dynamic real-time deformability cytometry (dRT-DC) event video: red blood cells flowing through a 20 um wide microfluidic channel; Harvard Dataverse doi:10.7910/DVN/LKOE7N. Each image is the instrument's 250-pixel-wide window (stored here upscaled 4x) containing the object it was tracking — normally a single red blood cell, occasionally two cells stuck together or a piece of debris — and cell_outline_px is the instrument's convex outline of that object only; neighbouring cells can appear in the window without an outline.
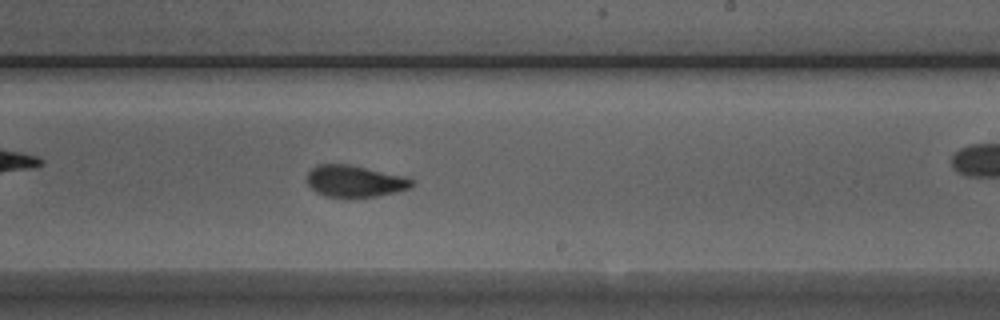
{"species": "Egyptian fruit bat (a non-hibernating species)", "species_latin": "Rousettus aegyptiacus", "temperature_condition": "room temperature", "stored_images_in_passage": 52, "camera_frame_rate_fps": 3000, "um_per_image_px": 0.085, "animal": {"sex": "male"}, "frame": {"image": 1, "passage_image": 30, "time_ms": 9.667, "image_size_px": [1000, 320], "cell_outline_px": [[416, 184], [408, 188], [396, 192], [376, 196], [324, 196], [316, 192], [308, 184], [308, 172], [316, 164], [348, 164], [404, 176], [416, 180]], "centroid_in_image_um": [30.18, 15.38], "position_along_channel_um": 258.8, "area_um2": 19.13}, "authors_computed_cell_mechanics": {"area_um2": 19.7676, "velocity_mm_per_s": 3.919, "shape_relaxation_time_tau1_ms": 4.8499, "shape_relaxation_time_tau2_ms": 1.3637, "deformation_change_tau1": 0.1545, "deformation_change_tau2": 0.0711}}